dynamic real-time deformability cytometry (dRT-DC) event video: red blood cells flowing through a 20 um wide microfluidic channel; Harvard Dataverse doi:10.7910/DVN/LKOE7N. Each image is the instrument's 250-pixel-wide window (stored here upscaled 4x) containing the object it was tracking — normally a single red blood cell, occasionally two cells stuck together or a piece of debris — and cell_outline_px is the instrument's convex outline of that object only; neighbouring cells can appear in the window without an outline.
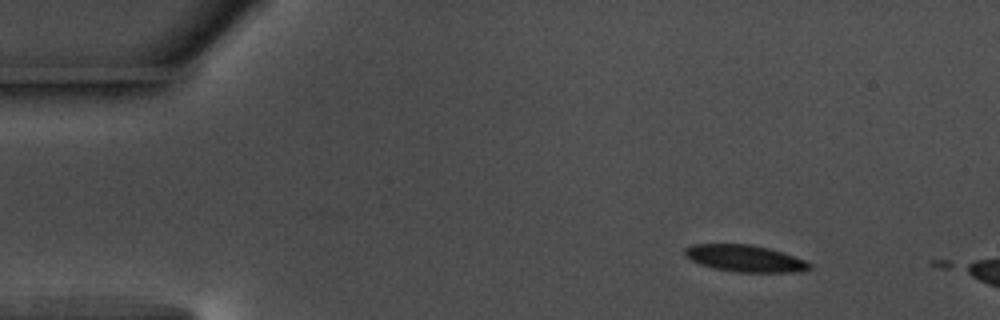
{"species": "common noctule bat (a hibernating species)", "species_latin": "Nyctalus noctula", "temperature_condition": "warm", "stored_images_in_passage": 2, "camera_frame_rate_fps": 3000, "um_per_image_px": 0.085, "animal": {"sex": "male", "body_mass_g": 17.5, "forearm_length_mm": 52.3}, "frame": {"image": 1, "passage_image": 1, "time_ms": 0.0, "image_size_px": [1000, 320], "cell_outline_px": [[812, 268], [792, 272], [736, 272], [712, 268], [700, 264], [684, 256], [684, 248], [692, 244], [752, 244], [768, 248], [804, 260], [812, 264]], "centroid_in_image_um": [63.26, 21.96], "position_along_channel_um": 21.7, "area_um2": 19.36}}